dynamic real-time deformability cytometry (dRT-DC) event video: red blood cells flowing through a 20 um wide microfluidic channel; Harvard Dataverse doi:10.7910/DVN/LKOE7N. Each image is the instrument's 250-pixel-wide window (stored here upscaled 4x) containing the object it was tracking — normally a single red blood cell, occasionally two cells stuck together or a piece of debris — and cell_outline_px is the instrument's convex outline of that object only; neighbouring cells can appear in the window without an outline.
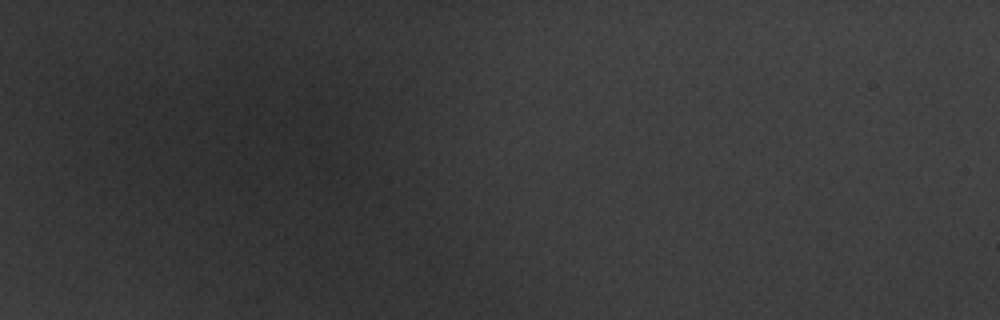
{"species": "common noctule bat (a hibernating species)", "species_latin": "Nyctalus noctula", "temperature_condition": "warm", "stored_images_in_passage": 2, "segment_of_instrument_passage": [1, 2], "camera_frame_rate_fps": 3000, "um_per_image_px": 0.085, "animal": {"sex": "male", "body_mass_g": 20.1, "forearm_length_mm": 53.5}, "frame": {"image": 1, "passage_image": 1, "time_ms": 0.0, "image_size_px": [1000, 320], "cell_outline_px": [[372, 164], [360, 184], [352, 184], [336, 180], [284, 160], [308, 108], [348, 116], [372, 148]], "centroid_in_image_um": [28.14, 12.52], "position_along_channel_um": 56.9, "area_um2": 32.14}}